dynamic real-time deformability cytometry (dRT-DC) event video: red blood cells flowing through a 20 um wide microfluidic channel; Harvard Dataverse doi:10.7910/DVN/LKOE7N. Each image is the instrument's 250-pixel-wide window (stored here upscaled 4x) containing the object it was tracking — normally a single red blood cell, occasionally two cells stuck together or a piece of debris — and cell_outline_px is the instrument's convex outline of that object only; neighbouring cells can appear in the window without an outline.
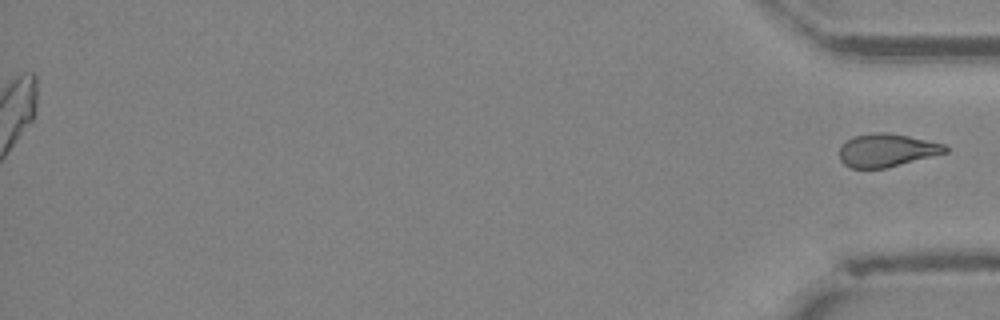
{"species": "Egyptian fruit bat (a non-hibernating species)", "species_latin": "Rousettus aegyptiacus", "temperature_condition": "cold", "stored_images_in_passage": 51, "segment_of_instrument_passage": [2, 2], "camera_frame_rate_fps": 3000, "um_per_image_px": 0.085, "animal": {"sex": "female"}, "frame": {"image": 1, "passage_image": 51, "time_ms": 16.667, "image_size_px": [1000, 320], "cell_outline_px": [[948, 152], [884, 168], [852, 168], [844, 164], [840, 160], [840, 148], [848, 140], [856, 136], [872, 132], [884, 132], [908, 136], [944, 144], [948, 148]], "centroid_in_image_um": [75.37, 12.77], "position_along_channel_um": 359.8, "area_um2": 20.0}}